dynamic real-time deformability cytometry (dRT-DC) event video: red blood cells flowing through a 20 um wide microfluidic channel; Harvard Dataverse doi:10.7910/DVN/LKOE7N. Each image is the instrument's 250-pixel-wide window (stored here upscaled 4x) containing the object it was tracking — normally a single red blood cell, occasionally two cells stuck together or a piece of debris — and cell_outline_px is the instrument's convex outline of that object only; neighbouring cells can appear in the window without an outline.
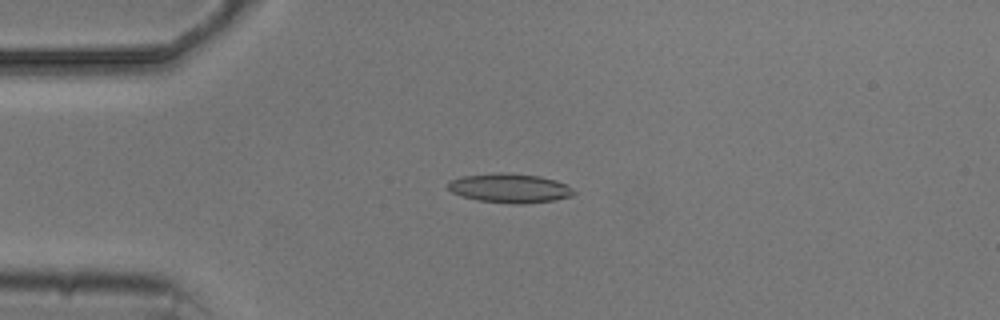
{"species": "common noctule bat (a hibernating species)", "species_latin": "Nyctalus noctula", "temperature_condition": "cold", "stored_images_in_passage": 5, "camera_frame_rate_fps": 3000, "um_per_image_px": 0.085, "animal": {"sex": "male", "body_mass_g": 20.5, "forearm_length_mm": 52.5}, "frame": {"image": 1, "passage_image": 3, "time_ms": 2.333, "image_size_px": [1000, 320], "cell_outline_px": [[576, 192], [572, 196], [556, 200], [524, 204], [512, 204], [476, 200], [460, 196], [452, 192], [448, 188], [448, 180], [464, 176], [500, 172], [508, 172], [540, 176], [556, 180], [572, 188]], "centroid_in_image_um": [43.32, 16.0], "position_along_channel_um": 41.7, "area_um2": 21.68}}
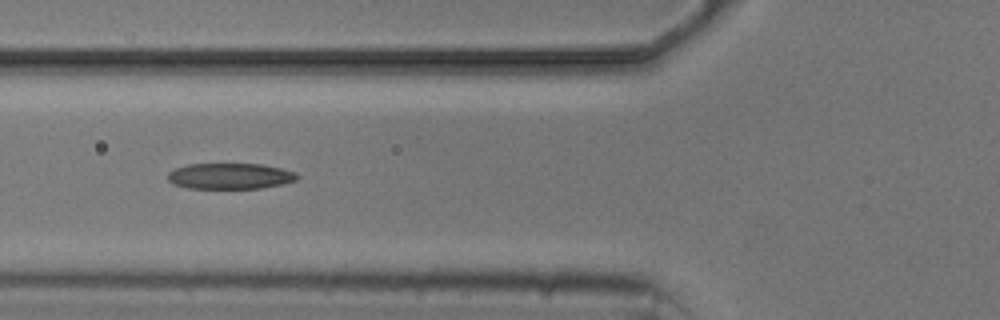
{"frame": {"image": 2, "passage_image": 5, "time_ms": 4.667, "image_size_px": [1000, 320], "cell_outline_px": [[300, 176], [296, 180], [280, 184], [260, 188], [188, 188], [172, 184], [168, 180], [168, 172], [176, 168], [188, 164], [260, 164], [280, 168], [296, 172]], "centroid_in_image_um": [19.54, 14.96], "position_along_channel_um": 106.3, "area_um2": 19.42}}